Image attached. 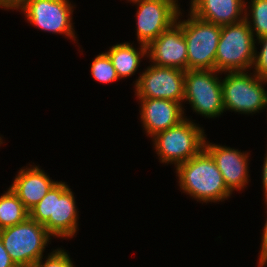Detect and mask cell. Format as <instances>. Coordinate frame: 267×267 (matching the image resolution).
I'll list each match as a JSON object with an SVG mask.
<instances>
[{"mask_svg": "<svg viewBox=\"0 0 267 267\" xmlns=\"http://www.w3.org/2000/svg\"><path fill=\"white\" fill-rule=\"evenodd\" d=\"M90 71L92 78L103 84L119 80L116 70L106 52L99 53V55L94 58Z\"/></svg>", "mask_w": 267, "mask_h": 267, "instance_id": "20", "label": "cell"}, {"mask_svg": "<svg viewBox=\"0 0 267 267\" xmlns=\"http://www.w3.org/2000/svg\"><path fill=\"white\" fill-rule=\"evenodd\" d=\"M74 193L67 183L58 181L30 211L29 217L47 229L52 237L73 238L79 214Z\"/></svg>", "mask_w": 267, "mask_h": 267, "instance_id": "2", "label": "cell"}, {"mask_svg": "<svg viewBox=\"0 0 267 267\" xmlns=\"http://www.w3.org/2000/svg\"><path fill=\"white\" fill-rule=\"evenodd\" d=\"M134 48L133 43L124 42L109 47L107 55L109 56L119 79H125L133 76L138 70L141 59L147 56V45L138 43Z\"/></svg>", "mask_w": 267, "mask_h": 267, "instance_id": "17", "label": "cell"}, {"mask_svg": "<svg viewBox=\"0 0 267 267\" xmlns=\"http://www.w3.org/2000/svg\"><path fill=\"white\" fill-rule=\"evenodd\" d=\"M175 172L180 190L198 202H222L232 195L214 159L205 149L178 165Z\"/></svg>", "mask_w": 267, "mask_h": 267, "instance_id": "1", "label": "cell"}, {"mask_svg": "<svg viewBox=\"0 0 267 267\" xmlns=\"http://www.w3.org/2000/svg\"><path fill=\"white\" fill-rule=\"evenodd\" d=\"M17 173L10 188L28 211L39 203L52 186L58 182L51 179L44 170L40 169L39 165L22 167Z\"/></svg>", "mask_w": 267, "mask_h": 267, "instance_id": "15", "label": "cell"}, {"mask_svg": "<svg viewBox=\"0 0 267 267\" xmlns=\"http://www.w3.org/2000/svg\"><path fill=\"white\" fill-rule=\"evenodd\" d=\"M264 203H265V205H266V208H267V197L266 198H264ZM267 212V211H266ZM266 221H265V225H264V227H263V233H262V237H261V241H262V243H261V248H260V251H259V258L260 257H262V256H265V255H267V218L265 219Z\"/></svg>", "mask_w": 267, "mask_h": 267, "instance_id": "24", "label": "cell"}, {"mask_svg": "<svg viewBox=\"0 0 267 267\" xmlns=\"http://www.w3.org/2000/svg\"><path fill=\"white\" fill-rule=\"evenodd\" d=\"M205 139L204 149L212 156L217 168L220 170L227 189L233 193L234 190L241 191L249 182V155L238 149L212 144ZM249 154V155H248Z\"/></svg>", "mask_w": 267, "mask_h": 267, "instance_id": "12", "label": "cell"}, {"mask_svg": "<svg viewBox=\"0 0 267 267\" xmlns=\"http://www.w3.org/2000/svg\"><path fill=\"white\" fill-rule=\"evenodd\" d=\"M147 58L156 66L187 70V43L177 21L147 45Z\"/></svg>", "mask_w": 267, "mask_h": 267, "instance_id": "13", "label": "cell"}, {"mask_svg": "<svg viewBox=\"0 0 267 267\" xmlns=\"http://www.w3.org/2000/svg\"><path fill=\"white\" fill-rule=\"evenodd\" d=\"M26 0H11V10H17Z\"/></svg>", "mask_w": 267, "mask_h": 267, "instance_id": "26", "label": "cell"}, {"mask_svg": "<svg viewBox=\"0 0 267 267\" xmlns=\"http://www.w3.org/2000/svg\"><path fill=\"white\" fill-rule=\"evenodd\" d=\"M188 13L190 17L181 20L180 10L176 20L182 26L187 43V70H214L222 26L201 20L190 11Z\"/></svg>", "mask_w": 267, "mask_h": 267, "instance_id": "7", "label": "cell"}, {"mask_svg": "<svg viewBox=\"0 0 267 267\" xmlns=\"http://www.w3.org/2000/svg\"><path fill=\"white\" fill-rule=\"evenodd\" d=\"M0 8L11 10V0H0Z\"/></svg>", "mask_w": 267, "mask_h": 267, "instance_id": "27", "label": "cell"}, {"mask_svg": "<svg viewBox=\"0 0 267 267\" xmlns=\"http://www.w3.org/2000/svg\"><path fill=\"white\" fill-rule=\"evenodd\" d=\"M4 192L0 196V230L21 223L29 217V211L13 190L9 187Z\"/></svg>", "mask_w": 267, "mask_h": 267, "instance_id": "18", "label": "cell"}, {"mask_svg": "<svg viewBox=\"0 0 267 267\" xmlns=\"http://www.w3.org/2000/svg\"><path fill=\"white\" fill-rule=\"evenodd\" d=\"M0 267H17L10 255L4 248L3 242L0 238Z\"/></svg>", "mask_w": 267, "mask_h": 267, "instance_id": "23", "label": "cell"}, {"mask_svg": "<svg viewBox=\"0 0 267 267\" xmlns=\"http://www.w3.org/2000/svg\"><path fill=\"white\" fill-rule=\"evenodd\" d=\"M3 143H4L3 139H2V137H0V145L3 144Z\"/></svg>", "mask_w": 267, "mask_h": 267, "instance_id": "31", "label": "cell"}, {"mask_svg": "<svg viewBox=\"0 0 267 267\" xmlns=\"http://www.w3.org/2000/svg\"><path fill=\"white\" fill-rule=\"evenodd\" d=\"M44 262L41 257L32 267H74L73 261L70 259V255L61 248H57L48 253Z\"/></svg>", "mask_w": 267, "mask_h": 267, "instance_id": "21", "label": "cell"}, {"mask_svg": "<svg viewBox=\"0 0 267 267\" xmlns=\"http://www.w3.org/2000/svg\"><path fill=\"white\" fill-rule=\"evenodd\" d=\"M245 2L244 0H194L189 8L197 18L224 26L244 20Z\"/></svg>", "mask_w": 267, "mask_h": 267, "instance_id": "16", "label": "cell"}, {"mask_svg": "<svg viewBox=\"0 0 267 267\" xmlns=\"http://www.w3.org/2000/svg\"><path fill=\"white\" fill-rule=\"evenodd\" d=\"M185 117L178 125L153 136L154 150L161 163L175 168L198 155L204 149L206 134L202 127Z\"/></svg>", "mask_w": 267, "mask_h": 267, "instance_id": "3", "label": "cell"}, {"mask_svg": "<svg viewBox=\"0 0 267 267\" xmlns=\"http://www.w3.org/2000/svg\"><path fill=\"white\" fill-rule=\"evenodd\" d=\"M258 40V43L260 45V52L257 51V47H255V55H254V63L252 66V71L258 75L262 79H267V35L262 36ZM262 45V47H261Z\"/></svg>", "mask_w": 267, "mask_h": 267, "instance_id": "22", "label": "cell"}, {"mask_svg": "<svg viewBox=\"0 0 267 267\" xmlns=\"http://www.w3.org/2000/svg\"><path fill=\"white\" fill-rule=\"evenodd\" d=\"M172 1H173L177 6H180V5H178V0H172ZM193 1H194V0H191V1H190L191 3H189V4L191 5V4L193 3Z\"/></svg>", "mask_w": 267, "mask_h": 267, "instance_id": "29", "label": "cell"}, {"mask_svg": "<svg viewBox=\"0 0 267 267\" xmlns=\"http://www.w3.org/2000/svg\"><path fill=\"white\" fill-rule=\"evenodd\" d=\"M73 7L69 0H26L17 11L20 9L34 27L52 34H63L75 42Z\"/></svg>", "mask_w": 267, "mask_h": 267, "instance_id": "9", "label": "cell"}, {"mask_svg": "<svg viewBox=\"0 0 267 267\" xmlns=\"http://www.w3.org/2000/svg\"><path fill=\"white\" fill-rule=\"evenodd\" d=\"M255 43L256 39L245 20L222 26L214 70L221 73L250 72L254 63Z\"/></svg>", "mask_w": 267, "mask_h": 267, "instance_id": "4", "label": "cell"}, {"mask_svg": "<svg viewBox=\"0 0 267 267\" xmlns=\"http://www.w3.org/2000/svg\"><path fill=\"white\" fill-rule=\"evenodd\" d=\"M247 3L248 1L245 2L244 20L248 23L254 37L258 39L267 35V0H251L248 6Z\"/></svg>", "mask_w": 267, "mask_h": 267, "instance_id": "19", "label": "cell"}, {"mask_svg": "<svg viewBox=\"0 0 267 267\" xmlns=\"http://www.w3.org/2000/svg\"><path fill=\"white\" fill-rule=\"evenodd\" d=\"M216 70H186L184 102H189L193 112L207 118H216L224 113L222 83ZM220 78V79H219Z\"/></svg>", "mask_w": 267, "mask_h": 267, "instance_id": "8", "label": "cell"}, {"mask_svg": "<svg viewBox=\"0 0 267 267\" xmlns=\"http://www.w3.org/2000/svg\"><path fill=\"white\" fill-rule=\"evenodd\" d=\"M267 148V147H266ZM262 184H263V192H264V198L267 197V151L264 158V163L262 165Z\"/></svg>", "mask_w": 267, "mask_h": 267, "instance_id": "25", "label": "cell"}, {"mask_svg": "<svg viewBox=\"0 0 267 267\" xmlns=\"http://www.w3.org/2000/svg\"><path fill=\"white\" fill-rule=\"evenodd\" d=\"M136 79L134 88L137 98L184 101L185 71L150 63Z\"/></svg>", "mask_w": 267, "mask_h": 267, "instance_id": "10", "label": "cell"}, {"mask_svg": "<svg viewBox=\"0 0 267 267\" xmlns=\"http://www.w3.org/2000/svg\"><path fill=\"white\" fill-rule=\"evenodd\" d=\"M143 130L150 138L185 119L184 106L167 99L137 98Z\"/></svg>", "mask_w": 267, "mask_h": 267, "instance_id": "14", "label": "cell"}, {"mask_svg": "<svg viewBox=\"0 0 267 267\" xmlns=\"http://www.w3.org/2000/svg\"><path fill=\"white\" fill-rule=\"evenodd\" d=\"M133 4L137 5V41L144 45L176 23L180 12V7L172 0H141Z\"/></svg>", "mask_w": 267, "mask_h": 267, "instance_id": "11", "label": "cell"}, {"mask_svg": "<svg viewBox=\"0 0 267 267\" xmlns=\"http://www.w3.org/2000/svg\"><path fill=\"white\" fill-rule=\"evenodd\" d=\"M131 2V3H134V2H137V1H141V0H128V2Z\"/></svg>", "mask_w": 267, "mask_h": 267, "instance_id": "30", "label": "cell"}, {"mask_svg": "<svg viewBox=\"0 0 267 267\" xmlns=\"http://www.w3.org/2000/svg\"><path fill=\"white\" fill-rule=\"evenodd\" d=\"M221 80L225 112L227 110L240 114H253L265 110L267 91L264 85L267 79L247 71L224 72ZM265 83V84H264Z\"/></svg>", "mask_w": 267, "mask_h": 267, "instance_id": "6", "label": "cell"}, {"mask_svg": "<svg viewBox=\"0 0 267 267\" xmlns=\"http://www.w3.org/2000/svg\"><path fill=\"white\" fill-rule=\"evenodd\" d=\"M4 248L17 267H32L41 257L52 236L44 225L28 217L0 230Z\"/></svg>", "mask_w": 267, "mask_h": 267, "instance_id": "5", "label": "cell"}, {"mask_svg": "<svg viewBox=\"0 0 267 267\" xmlns=\"http://www.w3.org/2000/svg\"><path fill=\"white\" fill-rule=\"evenodd\" d=\"M259 260L258 261V267H266L267 265V255L265 256H262L260 258H258Z\"/></svg>", "mask_w": 267, "mask_h": 267, "instance_id": "28", "label": "cell"}]
</instances>
